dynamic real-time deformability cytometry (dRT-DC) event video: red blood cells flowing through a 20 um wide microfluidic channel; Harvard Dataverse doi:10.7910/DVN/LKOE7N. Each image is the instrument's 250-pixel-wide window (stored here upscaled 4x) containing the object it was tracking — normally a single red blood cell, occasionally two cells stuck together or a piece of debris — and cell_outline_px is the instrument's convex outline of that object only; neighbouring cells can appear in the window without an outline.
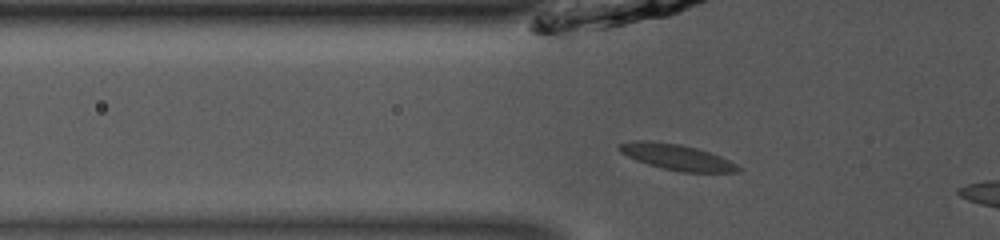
{"species": "common noctule bat (a hibernating species)", "species_latin": "Nyctalus noctula", "temperature_condition": "room temperature", "stored_images_in_passage": 5, "camera_frame_rate_fps": 3000, "um_per_image_px": 0.085, "animal": {"sex": "male", "body_mass_g": 13.0, "forearm_length_mm": 53.1}, "frame": {"image": 1, "passage_image": 2, "time_ms": 0.333, "image_size_px": [1000, 240], "cell_outline_px": [[744, 168], [740, 172], [680, 172], [648, 164], [636, 160], [620, 152], [616, 148], [616, 144], [636, 140], [652, 140], [680, 144], [696, 148], [720, 156]], "centroid_in_image_um": [57.5, 13.34], "position_along_channel_um": 68.3, "area_um2": 17.98}}